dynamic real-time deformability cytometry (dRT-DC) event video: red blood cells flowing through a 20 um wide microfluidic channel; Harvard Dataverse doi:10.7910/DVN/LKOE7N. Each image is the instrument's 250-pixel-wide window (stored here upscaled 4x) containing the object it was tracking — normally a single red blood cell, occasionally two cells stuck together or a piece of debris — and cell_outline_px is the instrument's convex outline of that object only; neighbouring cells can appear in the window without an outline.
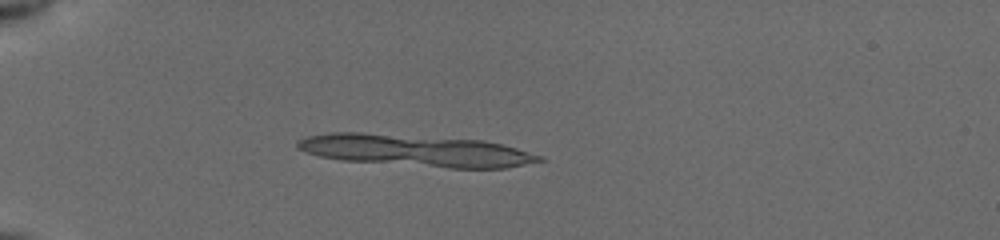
{"species": "common noctule bat (a hibernating species)", "species_latin": "Nyctalus noctula", "temperature_condition": "cold", "stored_images_in_passage": 39, "camera_frame_rate_fps": 3000, "um_per_image_px": 0.085, "animal": {"sex": "female", "body_mass_g": 19.5, "forearm_length_mm": 54.1}, "frame": {"image": 1, "passage_image": 1, "time_ms": 0.0, "image_size_px": [1000, 240], "cell_outline_px": [[524, 160], [516, 164], [492, 168], [464, 168], [440, 164], [432, 144], [496, 144], [512, 148], [520, 152]], "centroid_in_image_um": [40.53, 13.22], "position_along_channel_um": 44.5, "area_um2": 13.18}}
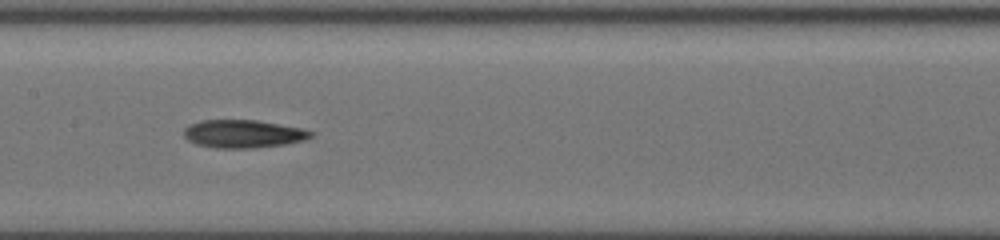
{"frame": {"image": 2, "passage_image": 15, "time_ms": 4.667, "image_size_px": [1000, 240], "cell_outline_px": [[308, 132], [304, 136], [292, 140], [268, 144], [208, 144], [196, 140], [188, 136], [188, 128], [196, 124], [216, 120], [244, 120], [268, 124]], "centroid_in_image_um": [20.55, 11.29], "position_along_channel_um": 186.9, "area_um2": 15.84}}
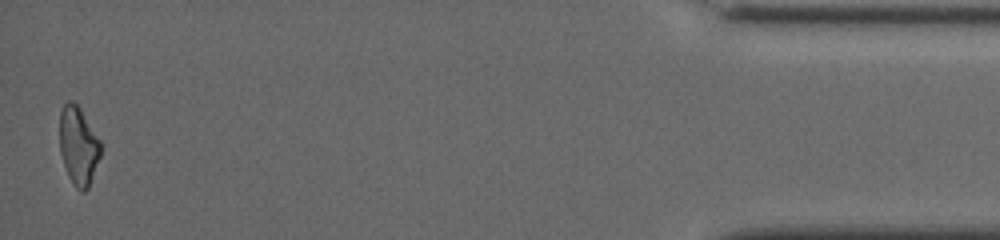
{"frame": {"image": 3, "passage_image": 39, "time_ms": 12.667, "image_size_px": [1000, 240], "cell_outline_px": [[100, 152], [88, 184], [84, 188], [60, 140], [60, 120], [72, 104], [80, 112], [100, 144]], "centroid_in_image_um": [6.75, 12.23], "position_along_channel_um": 428.4, "area_um2": 13.93}, "authors_computed_cell_mechanics": {"area_um2": 15.317, "velocity_mm_per_s": 3.9409, "shape_relaxation_time_tau1_ms": null, "shape_relaxation_time_tau2_ms": 3.1031, "deformation_change_tau1": null, "deformation_change_tau2": 0.1328}}